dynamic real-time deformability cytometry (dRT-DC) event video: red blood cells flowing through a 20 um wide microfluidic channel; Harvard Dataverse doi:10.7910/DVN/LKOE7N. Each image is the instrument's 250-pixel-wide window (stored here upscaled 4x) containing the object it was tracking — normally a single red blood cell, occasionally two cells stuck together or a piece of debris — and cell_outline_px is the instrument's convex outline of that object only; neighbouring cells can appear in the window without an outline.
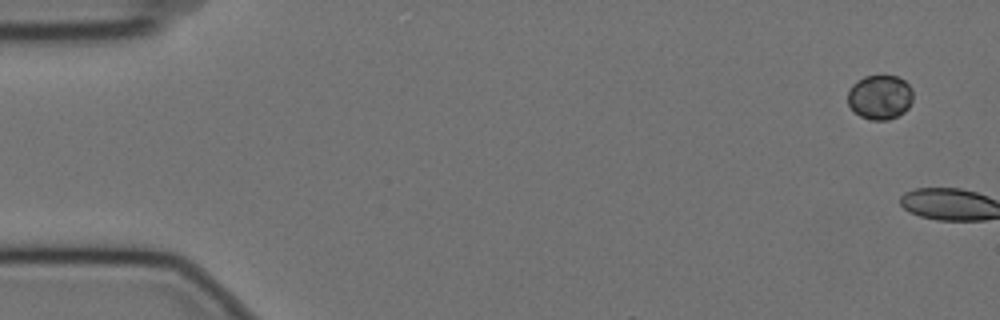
{"species": "Egyptian fruit bat (a non-hibernating species)", "species_latin": "Rousettus aegyptiacus", "temperature_condition": "cold", "stored_images_in_passage": 9, "camera_frame_rate_fps": 3000, "um_per_image_px": 0.085, "animal": {"sex": "female"}, "frame": {"image": 1, "passage_image": 1, "time_ms": 0.0, "image_size_px": [1000, 320], "cell_outline_px": [[912, 100], [908, 108], [904, 112], [888, 120], [872, 120], [860, 116], [848, 104], [848, 92], [852, 84], [856, 80], [864, 76], [896, 76], [904, 80], [912, 88]], "centroid_in_image_um": [74.79, 8.25], "position_along_channel_um": 10.2, "area_um2": 16.88}}